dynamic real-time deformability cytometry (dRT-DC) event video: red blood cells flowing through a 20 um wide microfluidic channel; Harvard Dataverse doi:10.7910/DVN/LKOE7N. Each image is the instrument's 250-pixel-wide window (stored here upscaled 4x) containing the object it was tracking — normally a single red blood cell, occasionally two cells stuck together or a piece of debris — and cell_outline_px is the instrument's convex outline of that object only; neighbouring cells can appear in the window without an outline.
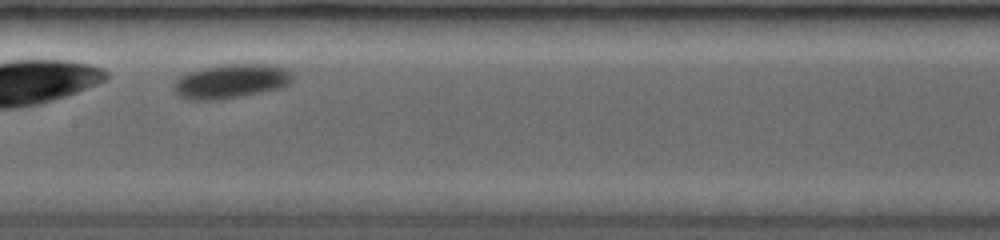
{"species": "common noctule bat (a hibernating species)", "species_latin": "Nyctalus noctula", "temperature_condition": "room temperature", "stored_images_in_passage": 30, "camera_frame_rate_fps": 3500, "um_per_image_px": 0.085, "animal": {"sex": "female", "body_mass_g": 19.0, "forearm_length_mm": 53.3}, "frame": {"image": 1, "passage_image": 10, "time_ms": 4.0, "image_size_px": [1000, 240], "cell_outline_px": [[292, 80], [288, 84], [280, 88], [236, 96], [184, 96], [176, 92], [176, 80], [180, 76], [188, 72], [200, 68], [216, 64], [268, 64], [288, 68], [292, 72]], "centroid_in_image_um": [19.78, 6.79], "position_along_channel_um": 187.6, "area_um2": 22.25}}
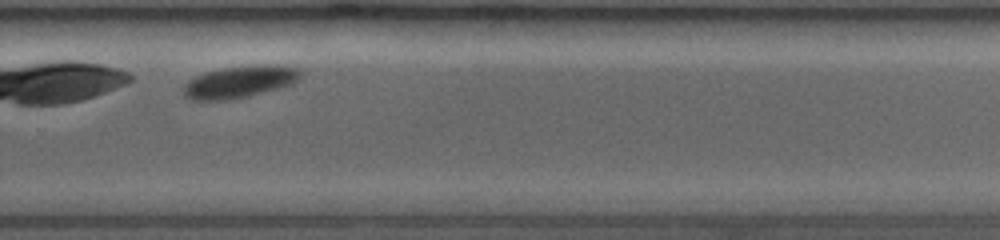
{"frame": {"image": 2, "passage_image": 22, "time_ms": 7.143, "image_size_px": [1000, 240], "cell_outline_px": [[300, 76], [296, 80], [288, 84], [276, 88], [244, 96], [224, 100], [192, 100], [184, 96], [184, 88], [192, 80], [208, 72], [228, 68], [276, 64], [296, 68], [300, 72]], "centroid_in_image_um": [20.37, 6.96], "position_along_channel_um": 309.4, "area_um2": 20.46}}
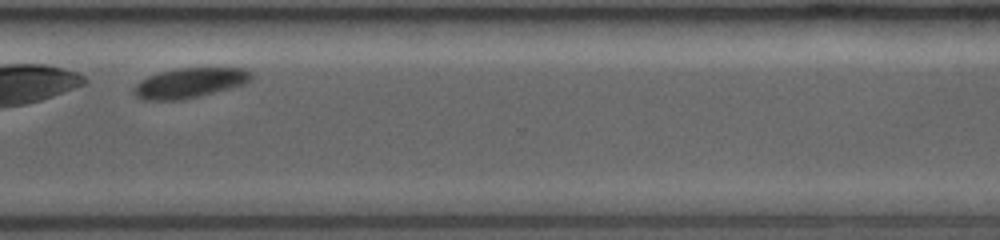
{"frame": {"image": 3, "passage_image": 26, "time_ms": 8.286, "image_size_px": [1000, 240], "cell_outline_px": [[252, 76], [244, 84], [200, 96], [184, 100], [140, 100], [136, 96], [136, 84], [148, 76], [160, 72], [184, 68], [244, 68], [252, 72]], "centroid_in_image_um": [16.14, 7.05], "position_along_channel_um": 354.5, "area_um2": 20.17}, "authors_computed_cell_mechanics": {"area_um2": 21.5594, "velocity_mm_per_s": 3.8914, "shape_relaxation_time_tau1_ms": 0.879, "shape_relaxation_time_tau2_ms": null, "deformation_change_tau1": 0.054, "deformation_change_tau2": null}}